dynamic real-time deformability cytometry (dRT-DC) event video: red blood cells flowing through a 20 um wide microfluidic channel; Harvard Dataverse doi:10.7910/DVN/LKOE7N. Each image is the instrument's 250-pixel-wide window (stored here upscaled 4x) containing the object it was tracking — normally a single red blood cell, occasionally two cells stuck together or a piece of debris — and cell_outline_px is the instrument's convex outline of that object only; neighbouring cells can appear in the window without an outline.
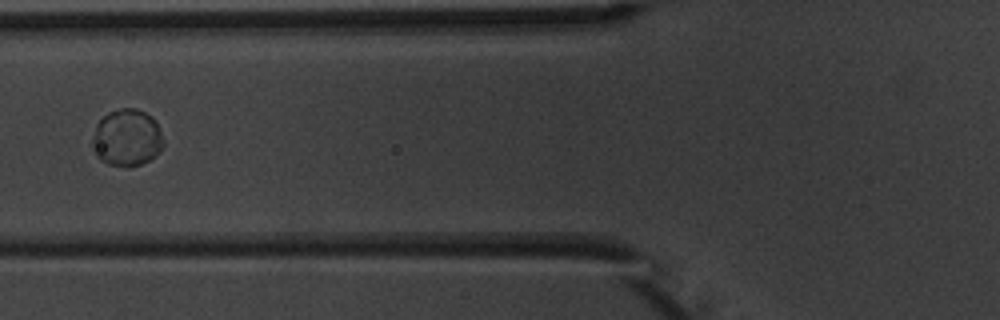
{"species": "common noctule bat (a hibernating species)", "species_latin": "Nyctalus noctula", "temperature_condition": "warm", "stored_images_in_passage": 2, "camera_frame_rate_fps": 3000, "um_per_image_px": 0.085, "animal": {"sex": "male", "body_mass_g": 20.1, "forearm_length_mm": 53.5}, "frame": {"image": 1, "passage_image": 2, "time_ms": 1.0, "image_size_px": [1000, 320], "cell_outline_px": [[164, 144], [160, 152], [156, 156], [140, 164], [128, 168], [108, 164], [100, 160], [96, 156], [92, 140], [92, 136], [96, 124], [108, 112], [120, 108], [136, 108], [152, 116], [164, 140]], "centroid_in_image_um": [10.78, 11.72], "position_along_channel_um": 115.0, "area_um2": 23.76}}